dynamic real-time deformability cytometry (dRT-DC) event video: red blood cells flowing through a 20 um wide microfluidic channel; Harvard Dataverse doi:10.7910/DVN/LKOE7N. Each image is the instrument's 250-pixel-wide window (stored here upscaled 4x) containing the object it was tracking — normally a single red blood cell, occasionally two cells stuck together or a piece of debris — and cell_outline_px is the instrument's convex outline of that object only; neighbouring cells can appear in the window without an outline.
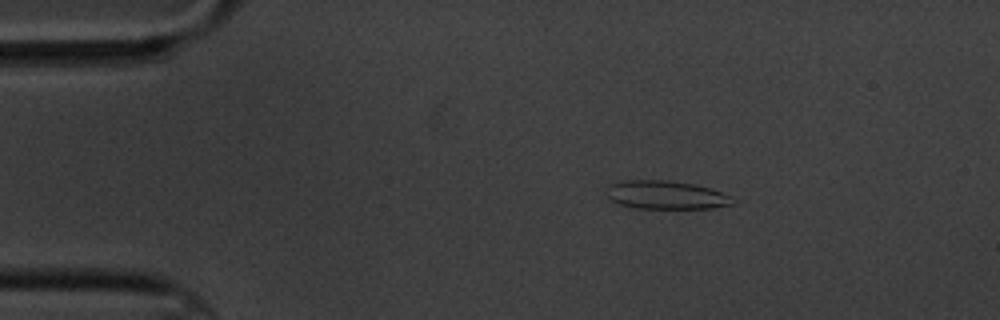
{"species": "common noctule bat (a hibernating species)", "species_latin": "Nyctalus noctula", "temperature_condition": "cold", "stored_images_in_passage": 3, "camera_frame_rate_fps": 3000, "um_per_image_px": 0.085, "animal": {"sex": "male", "body_mass_g": 20.1, "forearm_length_mm": 53.5}, "frame": {"image": 1, "passage_image": 1, "time_ms": 0.0, "image_size_px": [1000, 320], "cell_outline_px": [[736, 204], [712, 208], [636, 208], [616, 204], [608, 200], [604, 196], [604, 192], [612, 184], [620, 180], [668, 180], [696, 184], [712, 188], [732, 196], [736, 200]], "centroid_in_image_um": [56.6, 16.57], "position_along_channel_um": 28.4, "area_um2": 21.5}}